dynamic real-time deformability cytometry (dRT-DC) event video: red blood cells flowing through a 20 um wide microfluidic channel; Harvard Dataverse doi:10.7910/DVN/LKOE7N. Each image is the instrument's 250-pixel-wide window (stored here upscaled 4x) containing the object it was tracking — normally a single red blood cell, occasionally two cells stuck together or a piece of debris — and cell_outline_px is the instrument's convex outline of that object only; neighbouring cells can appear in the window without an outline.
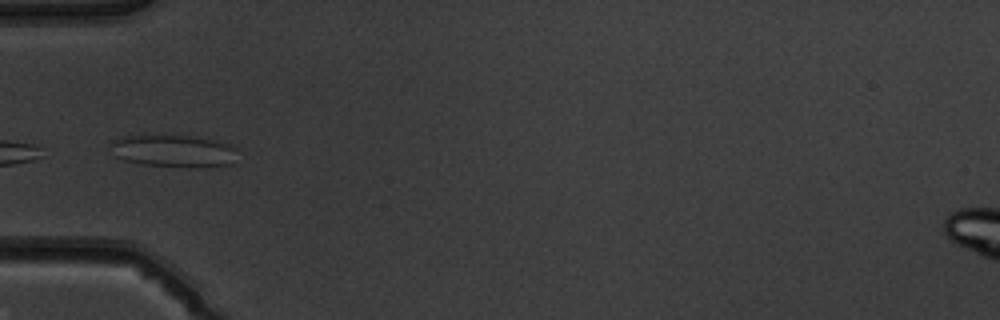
{"species": "common noctule bat (a hibernating species)", "species_latin": "Nyctalus noctula", "temperature_condition": "warm", "stored_images_in_passage": 11, "camera_frame_rate_fps": 3000, "um_per_image_px": 0.085, "animal": {"sex": "male", "body_mass_g": 19.5, "forearm_length_mm": 54.6}, "frame": {"image": 1, "passage_image": 1, "time_ms": 0.0, "image_size_px": [1000, 320], "cell_outline_px": [[236, 148], [232, 164], [196, 168], [192, 168], [144, 164], [124, 160], [116, 156], [108, 144], [112, 140], [120, 136], [192, 136], [216, 140], [232, 144]], "centroid_in_image_um": [14.76, 12.83], "position_along_channel_um": 70.2, "area_um2": 23.93}}
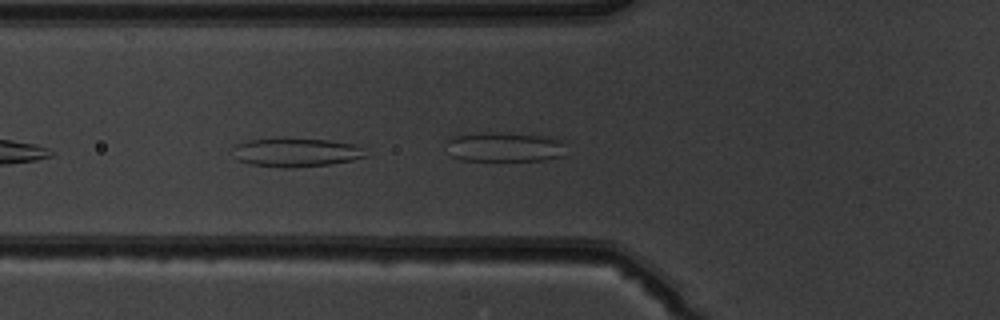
{"frame": {"image": 2, "passage_image": 2, "time_ms": 0.333, "image_size_px": [1000, 320], "cell_outline_px": [[368, 156], [352, 160], [332, 164], [292, 168], [280, 168], [252, 164], [240, 160], [232, 148], [236, 144], [248, 140], [284, 136], [328, 140], [356, 144]], "centroid_in_image_um": [25.17, 12.92], "position_along_channel_um": 100.6, "area_um2": 22.72}}